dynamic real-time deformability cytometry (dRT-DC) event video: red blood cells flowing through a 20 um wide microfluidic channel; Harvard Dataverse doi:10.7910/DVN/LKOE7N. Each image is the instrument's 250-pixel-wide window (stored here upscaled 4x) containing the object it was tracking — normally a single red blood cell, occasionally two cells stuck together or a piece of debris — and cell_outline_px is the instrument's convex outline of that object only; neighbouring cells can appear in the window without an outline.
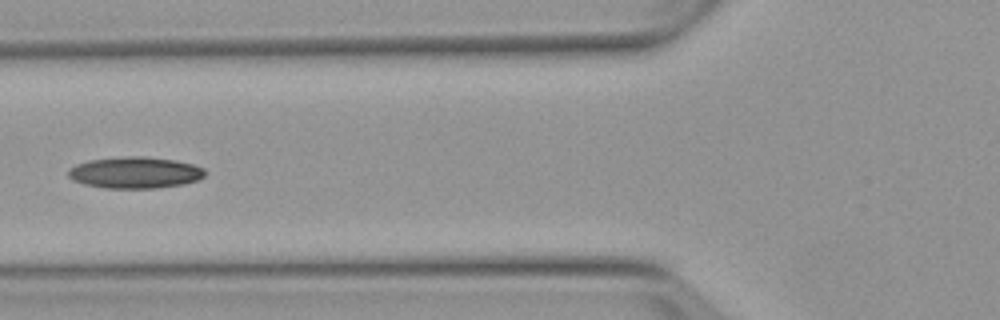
{"species": "Egyptian fruit bat (a non-hibernating species)", "species_latin": "Rousettus aegyptiacus", "temperature_condition": "warm", "stored_images_in_passage": 5, "camera_frame_rate_fps": 3000, "um_per_image_px": 0.085, "animal": {"sex": "female"}, "frame": {"image": 1, "passage_image": 4, "time_ms": 3.667, "image_size_px": [1000, 320], "cell_outline_px": [[204, 176], [196, 180], [184, 184], [156, 188], [104, 188], [84, 184], [72, 180], [68, 176], [68, 168], [76, 164], [88, 160], [124, 156], [144, 156], [176, 160], [192, 164], [204, 168]], "centroid_in_image_um": [11.44, 14.66], "position_along_channel_um": 114.4, "area_um2": 25.2}}
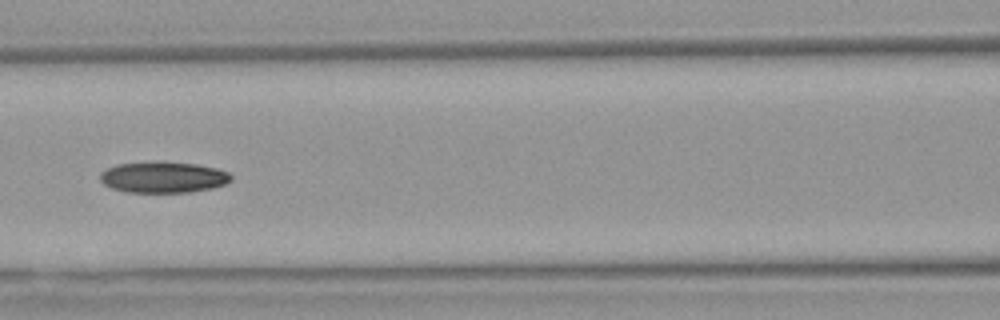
{"frame": {"image": 2, "passage_image": 5, "time_ms": 4.667, "image_size_px": [1000, 320], "cell_outline_px": [[232, 180], [224, 184], [212, 188], [188, 192], [128, 192], [112, 188], [104, 184], [100, 180], [100, 172], [116, 164], [164, 160], [196, 164], [216, 168], [228, 172], [232, 176]], "centroid_in_image_um": [13.87, 15.04], "position_along_channel_um": 152.7, "area_um2": 23.99}}